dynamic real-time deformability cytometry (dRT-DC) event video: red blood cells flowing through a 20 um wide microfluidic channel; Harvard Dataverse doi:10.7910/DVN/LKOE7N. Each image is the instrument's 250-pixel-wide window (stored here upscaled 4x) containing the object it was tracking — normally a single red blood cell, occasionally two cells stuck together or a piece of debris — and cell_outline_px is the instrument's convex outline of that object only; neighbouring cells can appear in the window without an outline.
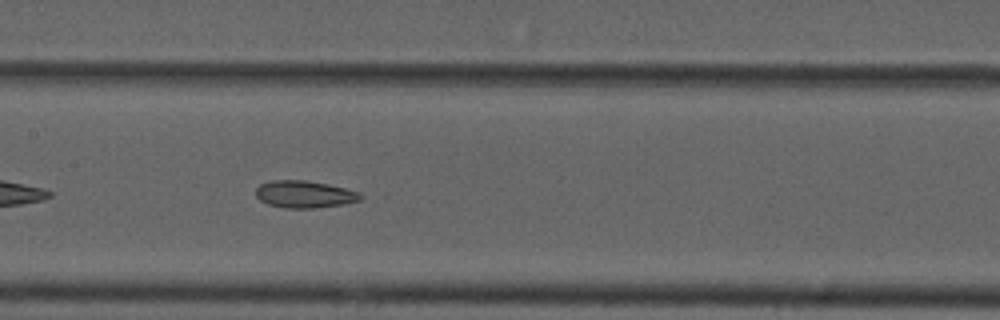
{"species": "common noctule bat (a hibernating species)", "species_latin": "Nyctalus noctula", "temperature_condition": "cold", "stored_images_in_passage": 40, "camera_frame_rate_fps": 3000, "um_per_image_px": 0.085, "animal": {"sex": "male", "forearm_length_mm": 52.5}, "frame": {"image": 1, "passage_image": 12, "time_ms": 3.667, "image_size_px": [1000, 320], "cell_outline_px": [[368, 196], [360, 200], [344, 204], [312, 208], [284, 208], [268, 204], [260, 200], [256, 196], [256, 188], [260, 184], [272, 180], [308, 180], [328, 184], [360, 192]], "centroid_in_image_um": [25.92, 16.51], "position_along_channel_um": 181.5, "area_um2": 16.76}, "authors_computed_cell_mechanics": {"area_um2": 17.6579, "velocity_mm_per_s": 3.7295, "shape_relaxation_time_tau1_ms": null, "shape_relaxation_time_tau2_ms": 4.0177, "deformation_change_tau1": null, "deformation_change_tau2": 0.0836}}